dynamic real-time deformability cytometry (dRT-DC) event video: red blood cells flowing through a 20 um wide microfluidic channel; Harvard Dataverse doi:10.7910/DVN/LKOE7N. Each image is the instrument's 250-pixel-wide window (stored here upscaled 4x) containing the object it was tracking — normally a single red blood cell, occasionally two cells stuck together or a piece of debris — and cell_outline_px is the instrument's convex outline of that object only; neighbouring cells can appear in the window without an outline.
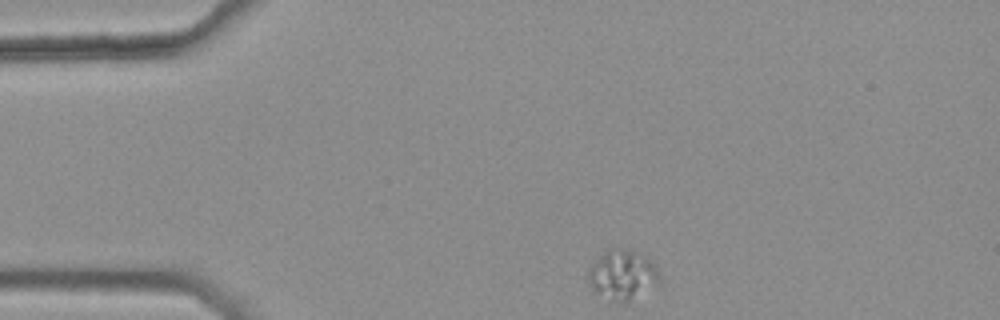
{"species": "common noctule bat (a hibernating species)", "species_latin": "Nyctalus noctula", "temperature_condition": "warm", "stored_images_in_passage": 35, "camera_frame_rate_fps": 3000, "um_per_image_px": 0.085, "animal": {"sex": "female", "body_mass_g": 25.1}, "frame": {"image": 1, "passage_image": 1, "time_ms": 0.0, "image_size_px": [1000, 320], "cell_outline_px": [[660, 284], [628, 304], [620, 304], [596, 292], [592, 288], [588, 280], [588, 268], [608, 248], [632, 248], [652, 260], [656, 264], [660, 280]], "centroid_in_image_um": [52.97, 23.37], "position_along_channel_um": 32.0, "area_um2": 21.39}}
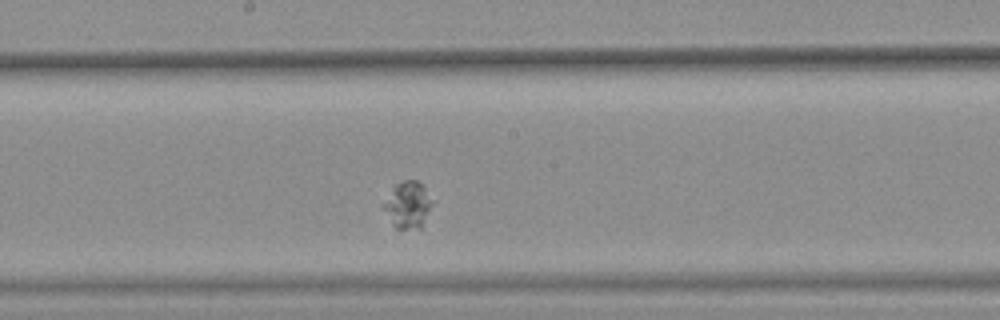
{"frame": {"image": 2, "passage_image": 20, "time_ms": 6.333, "image_size_px": [1000, 320], "cell_outline_px": [[432, 204], [420, 228], [396, 228], [392, 224], [380, 204], [396, 184], [404, 180], [416, 180], [424, 188]], "centroid_in_image_um": [34.59, 17.41], "position_along_channel_um": 213.6, "area_um2": 12.83}}
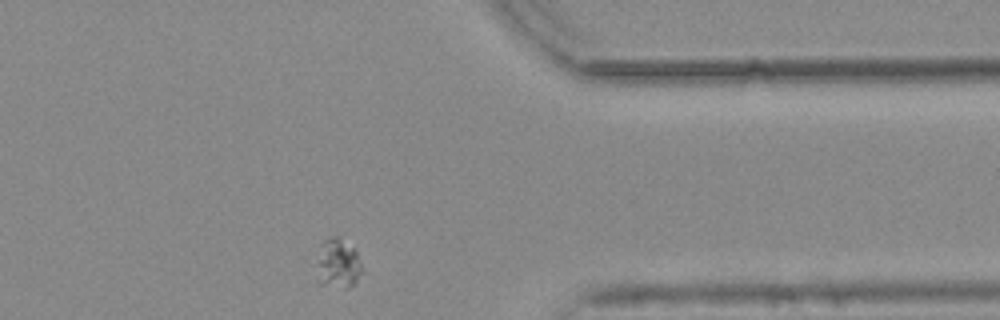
{"frame": {"image": 3, "passage_image": 35, "time_ms": 11.333, "image_size_px": [1000, 320], "cell_outline_px": [[360, 272], [356, 280], [348, 288], [344, 288], [320, 284], [320, 244], [324, 240], [336, 236], [352, 248], [356, 252], [360, 264]], "centroid_in_image_um": [28.75, 22.41], "position_along_channel_um": 382.7, "area_um2": 12.02}}